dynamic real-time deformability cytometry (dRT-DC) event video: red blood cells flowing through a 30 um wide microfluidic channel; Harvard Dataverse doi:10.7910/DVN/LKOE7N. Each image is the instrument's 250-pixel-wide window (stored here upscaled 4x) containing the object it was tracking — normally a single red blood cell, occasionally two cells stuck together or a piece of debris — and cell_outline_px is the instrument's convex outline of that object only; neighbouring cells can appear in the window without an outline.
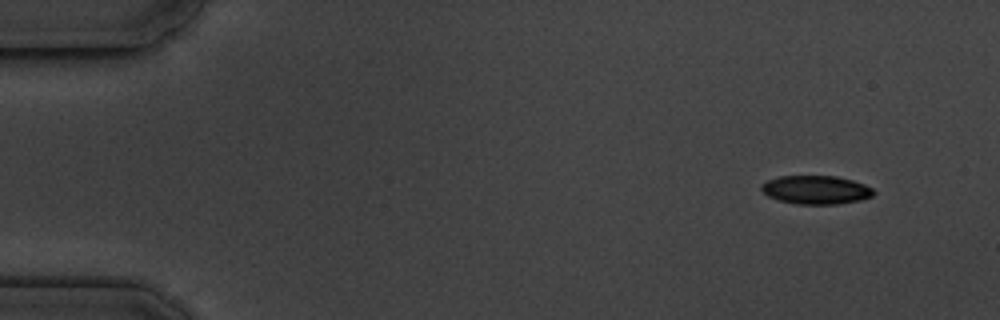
{"species": "common noctule bat (a hibernating species)", "species_latin": "Nyctalus noctula", "temperature_condition": "cold", "stored_images_in_passage": 15, "camera_frame_rate_fps": 3000, "um_per_image_px": 0.085, "animal": {"sex": "male", "body_mass_g": 19.5, "forearm_length_mm": 54.6}, "frame": {"image": 1, "passage_image": 1, "time_ms": 0.0, "image_size_px": [1000, 320], "cell_outline_px": [[876, 192], [872, 196], [860, 200], [836, 204], [796, 204], [780, 200], [768, 196], [760, 188], [760, 184], [768, 180], [780, 176], [836, 176], [852, 180], [864, 184], [872, 188]], "centroid_in_image_um": [69.36, 16.13], "position_along_channel_um": 15.6, "area_um2": 18.61}}
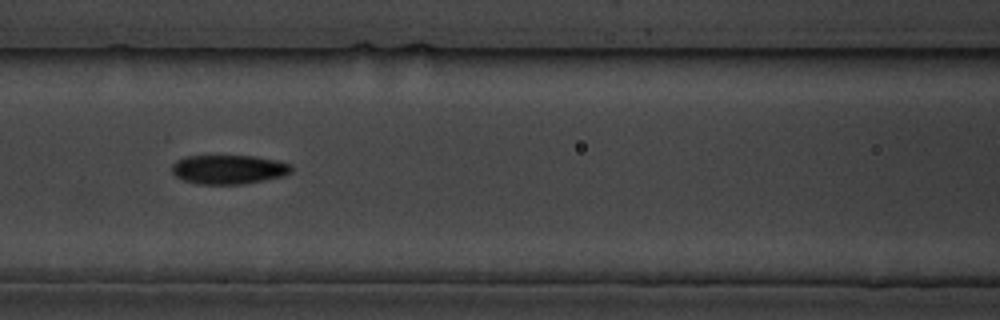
{"frame": {"image": 2, "passage_image": 7, "time_ms": 6.667, "image_size_px": [1000, 320], "cell_outline_px": [[292, 172], [284, 176], [244, 184], [196, 184], [184, 180], [176, 176], [172, 172], [172, 164], [176, 160], [184, 156], [256, 156], [276, 160], [292, 164]], "centroid_in_image_um": [19.45, 14.4], "position_along_channel_um": 147.2, "area_um2": 20.46}}
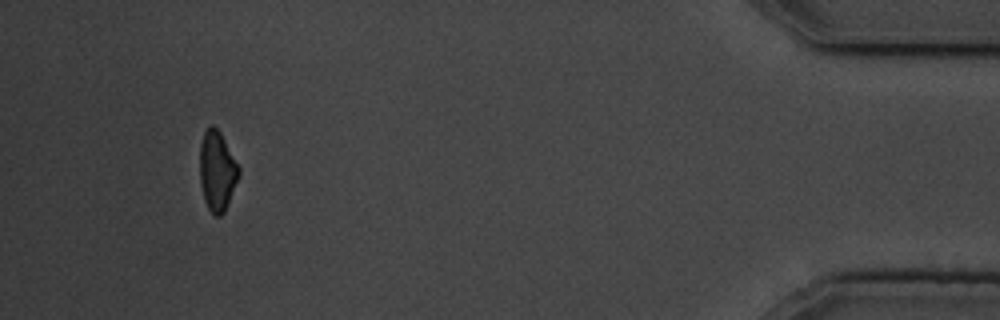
{"frame": {"image": 3, "passage_image": 15, "time_ms": 16.0, "image_size_px": [1000, 320], "cell_outline_px": [[240, 172], [224, 212], [220, 216], [216, 216], [208, 208], [204, 200], [200, 184], [200, 144], [204, 132], [212, 124], [220, 132], [240, 168]], "centroid_in_image_um": [18.44, 14.52], "position_along_channel_um": 416.8, "area_um2": 17.86}, "authors_computed_cell_mechanics": {"area_um2": 19.8254, "velocity_mm_per_s": 3.5978, "shape_relaxation_time_tau1_ms": 6.1111, "shape_relaxation_time_tau2_ms": null, "deformation_change_tau1": 0.126, "deformation_change_tau2": null}}